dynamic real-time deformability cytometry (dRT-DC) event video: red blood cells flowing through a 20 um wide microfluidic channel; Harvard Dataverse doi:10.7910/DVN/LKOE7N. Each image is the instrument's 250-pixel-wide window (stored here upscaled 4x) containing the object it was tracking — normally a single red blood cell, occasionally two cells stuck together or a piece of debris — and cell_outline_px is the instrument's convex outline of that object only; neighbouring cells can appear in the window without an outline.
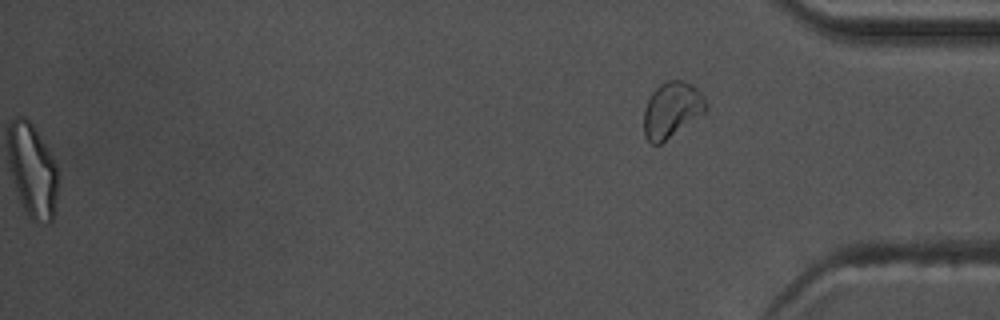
{"species": "common noctule bat (a hibernating species)", "species_latin": "Nyctalus noctula", "temperature_condition": "warm", "stored_images_in_passage": 56, "segment_of_instrument_passage": [2, 2], "camera_frame_rate_fps": 3000, "um_per_image_px": 0.085, "animal": {"sex": "male", "body_mass_g": 17.5, "forearm_length_mm": 52.3}, "frame": {"image": 1, "passage_image": 56, "time_ms": 18.333, "image_size_px": [1000, 320], "cell_outline_px": [[708, 108], [704, 112], [660, 144], [652, 144], [644, 136], [644, 108], [652, 92], [660, 84], [668, 80], [684, 80], [692, 84], [704, 96], [708, 104]], "centroid_in_image_um": [57.1, 9.31], "position_along_channel_um": 378.1, "area_um2": 20.0}}